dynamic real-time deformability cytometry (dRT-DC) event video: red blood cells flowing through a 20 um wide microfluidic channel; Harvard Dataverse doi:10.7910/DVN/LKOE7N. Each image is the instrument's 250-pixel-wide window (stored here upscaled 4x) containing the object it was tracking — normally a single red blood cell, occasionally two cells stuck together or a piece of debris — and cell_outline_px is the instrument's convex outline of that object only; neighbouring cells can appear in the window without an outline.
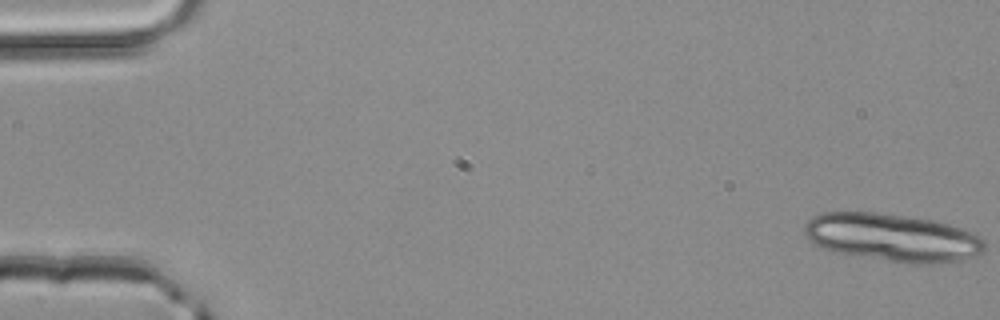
{"species": "common noctule bat (a hibernating species)", "species_latin": "Nyctalus noctula", "temperature_condition": "room temperature", "stored_images_in_passage": 15, "camera_frame_rate_fps": 3000, "um_per_image_px": 0.085, "animal": {"sex": "male", "body_mass_g": 20.4}, "frame": {"image": 1, "passage_image": 1, "time_ms": 0.0, "image_size_px": [1000, 320], "cell_outline_px": [[984, 252], [980, 256], [964, 260], [928, 264], [916, 264], [832, 252], [816, 244], [804, 232], [804, 224], [812, 216], [824, 212], [876, 212], [932, 220], [948, 224], [972, 232], [980, 236], [984, 240]], "centroid_in_image_um": [75.9, 20.19], "position_along_channel_um": 9.1, "area_um2": 50.17}}